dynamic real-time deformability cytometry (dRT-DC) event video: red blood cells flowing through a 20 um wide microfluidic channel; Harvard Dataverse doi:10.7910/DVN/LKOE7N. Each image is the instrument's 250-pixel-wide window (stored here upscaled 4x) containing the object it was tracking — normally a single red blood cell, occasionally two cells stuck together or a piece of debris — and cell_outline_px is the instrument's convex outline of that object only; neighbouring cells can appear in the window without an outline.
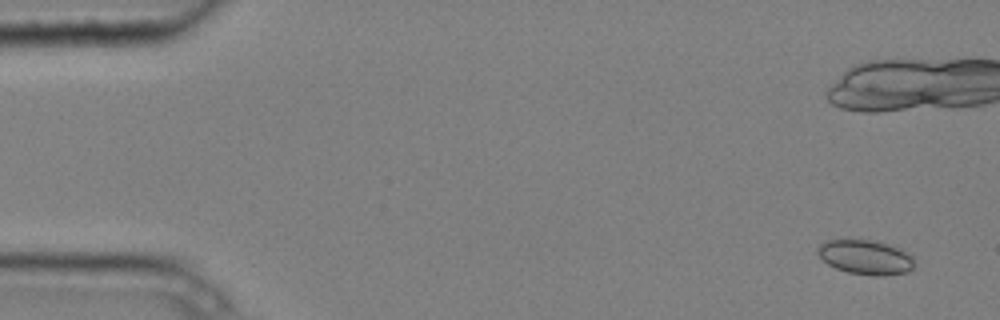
{"species": "common noctule bat (a hibernating species)", "species_latin": "Nyctalus noctula", "temperature_condition": "cold", "stored_images_in_passage": 6, "camera_frame_rate_fps": 3000, "um_per_image_px": 0.085, "animal": {"sex": "male", "body_mass_g": 20.4}, "frame": {"image": 1, "passage_image": 1, "time_ms": 0.0, "image_size_px": [1000, 320], "cell_outline_px": [[912, 268], [908, 272], [884, 276], [872, 276], [848, 272], [836, 268], [828, 264], [816, 252], [816, 248], [820, 244], [828, 240], [872, 240], [888, 244], [912, 256]], "centroid_in_image_um": [73.53, 21.87], "position_along_channel_um": 11.5, "area_um2": 19.19}}
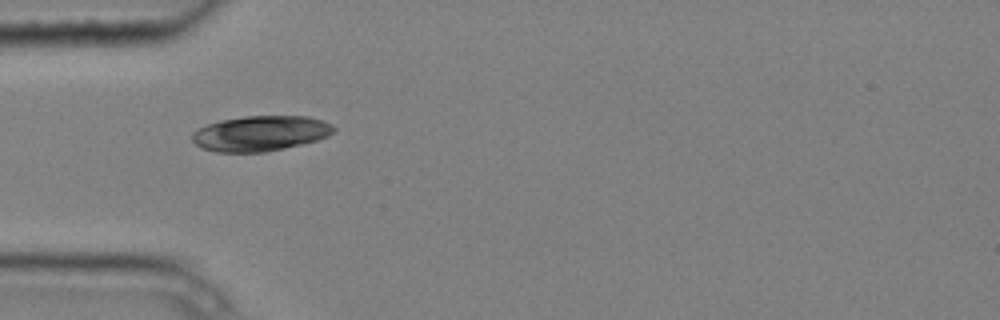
{"frame": {"image": 2, "passage_image": 5, "time_ms": 1.333, "image_size_px": [1000, 320], "cell_outline_px": [[336, 132], [328, 136], [316, 140], [284, 148], [264, 152], [216, 152], [200, 148], [192, 140], [192, 132], [196, 128], [220, 120], [244, 116], [308, 116], [324, 120], [332, 124], [336, 128]], "centroid_in_image_um": [22.13, 11.33], "position_along_channel_um": 62.9, "area_um2": 29.36}}
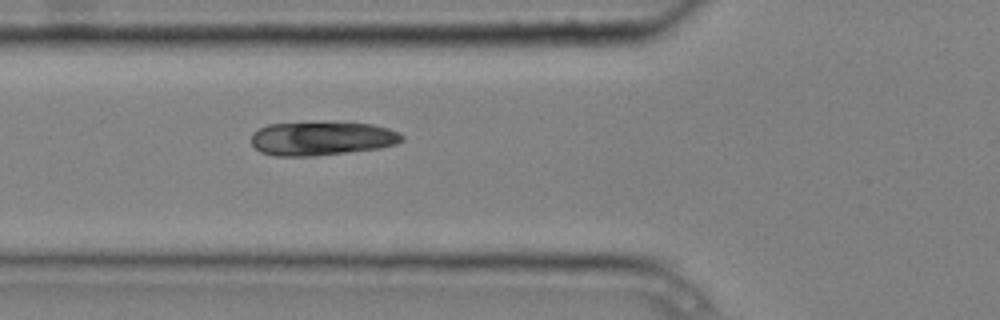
{"frame": {"image": 3, "passage_image": 6, "time_ms": 1.667, "image_size_px": [1000, 320], "cell_outline_px": [[404, 140], [396, 144], [380, 148], [348, 152], [312, 156], [276, 156], [260, 152], [252, 144], [252, 132], [268, 124], [372, 124], [388, 128], [400, 132], [404, 136]], "centroid_in_image_um": [27.37, 11.8], "position_along_channel_um": 98.4, "area_um2": 29.07}}